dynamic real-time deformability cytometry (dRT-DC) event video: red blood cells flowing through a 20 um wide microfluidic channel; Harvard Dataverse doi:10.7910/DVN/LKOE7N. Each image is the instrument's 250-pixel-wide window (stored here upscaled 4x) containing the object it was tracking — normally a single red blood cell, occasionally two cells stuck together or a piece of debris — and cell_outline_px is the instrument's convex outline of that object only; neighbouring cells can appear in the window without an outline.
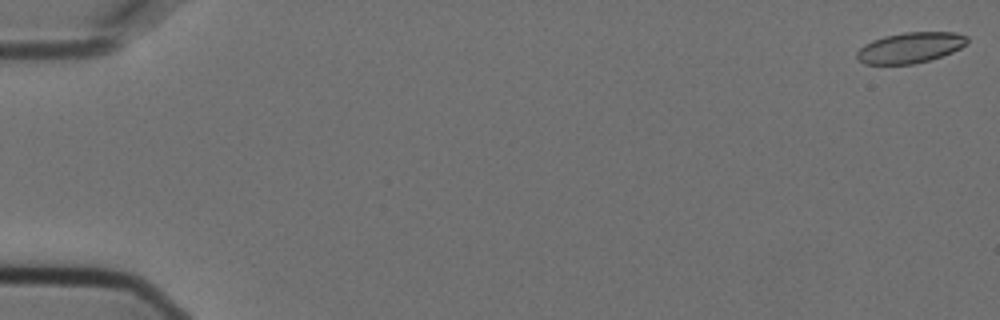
{"species": "Egyptian fruit bat (a non-hibernating species)", "species_latin": "Rousettus aegyptiacus", "temperature_condition": "cold", "stored_images_in_passage": 4, "camera_frame_rate_fps": 3000, "um_per_image_px": 0.085, "animal": {"sex": "female"}, "frame": {"image": 1, "passage_image": 1, "time_ms": 0.0, "image_size_px": [1000, 320], "cell_outline_px": [[968, 40], [960, 48], [952, 52], [928, 60], [912, 64], [864, 64], [856, 56], [856, 52], [864, 44], [872, 40], [884, 36], [904, 32], [956, 32], [968, 36]], "centroid_in_image_um": [77.35, 4.04], "position_along_channel_um": 7.6, "area_um2": 19.59}}